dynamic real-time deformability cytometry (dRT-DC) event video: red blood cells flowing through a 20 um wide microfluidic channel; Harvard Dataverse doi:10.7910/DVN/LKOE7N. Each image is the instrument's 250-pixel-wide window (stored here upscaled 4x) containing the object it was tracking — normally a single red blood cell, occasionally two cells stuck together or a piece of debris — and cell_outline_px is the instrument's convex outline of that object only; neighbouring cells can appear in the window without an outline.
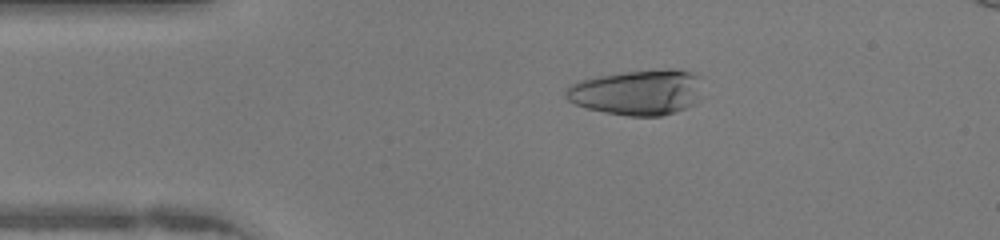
{"species": "human", "species_latin": "Homo sapiens", "temperature_condition": "warm", "stored_images_in_passage": 47, "camera_frame_rate_fps": 3000, "um_per_image_px": 0.085, "donor": {"sex": "female"}, "frame": {"image": 1, "passage_image": 9, "time_ms": 2.667, "image_size_px": [1000, 240], "cell_outline_px": [[704, 76], [700, 100], [696, 104], [676, 112], [660, 116], [628, 116], [604, 112], [588, 108], [576, 104], [568, 100], [564, 96], [564, 88], [580, 80], [600, 76], [624, 72], [660, 68], [676, 68], [696, 72]], "centroid_in_image_um": [54.3, 7.82], "position_along_channel_um": 30.7, "area_um2": 37.22}}
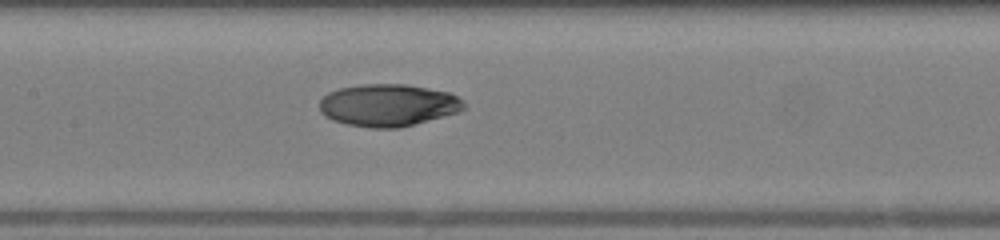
{"frame": {"image": 2, "passage_image": 22, "time_ms": 7.0, "image_size_px": [1000, 240], "cell_outline_px": [[464, 108], [460, 112], [400, 128], [368, 128], [348, 124], [332, 120], [324, 116], [320, 112], [320, 100], [328, 92], [340, 88], [364, 84], [408, 84], [448, 92], [464, 100]], "centroid_in_image_um": [33.0, 8.95], "position_along_channel_um": 174.4, "area_um2": 35.72}}
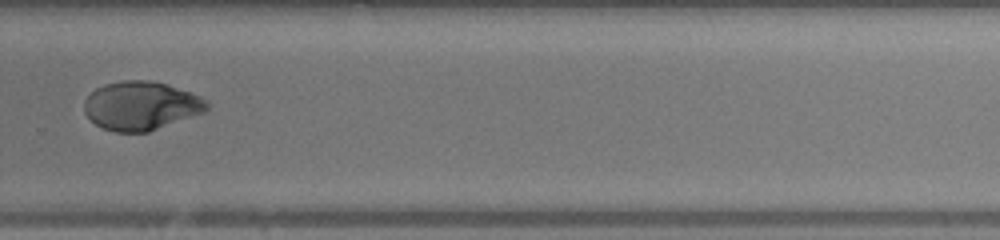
{"frame": {"image": 3, "passage_image": 32, "time_ms": 10.333, "image_size_px": [1000, 240], "cell_outline_px": [[208, 108], [204, 112], [148, 132], [116, 132], [104, 128], [96, 124], [84, 112], [84, 100], [96, 88], [104, 84], [124, 80], [148, 80], [168, 84], [200, 96], [208, 100]], "centroid_in_image_um": [11.99, 8.98], "position_along_channel_um": 317.8, "area_um2": 34.68}}